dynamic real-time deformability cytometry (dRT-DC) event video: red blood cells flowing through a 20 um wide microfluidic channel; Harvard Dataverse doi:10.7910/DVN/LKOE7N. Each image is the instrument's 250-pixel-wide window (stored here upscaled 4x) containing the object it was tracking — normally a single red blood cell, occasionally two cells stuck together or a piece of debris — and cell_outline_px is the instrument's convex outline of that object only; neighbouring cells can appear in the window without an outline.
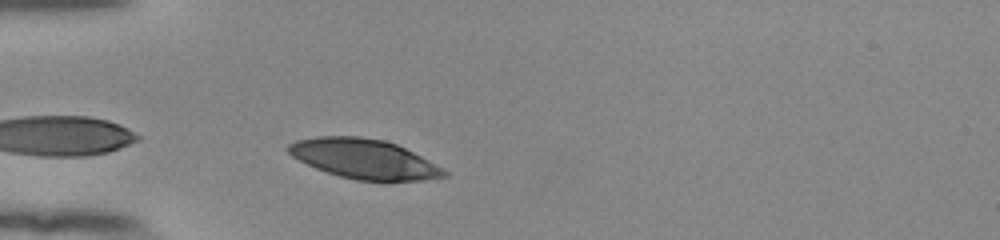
{"species": "human", "species_latin": "Homo sapiens", "temperature_condition": "room temperature", "stored_images_in_passage": 26, "camera_frame_rate_fps": 3000, "um_per_image_px": 0.085, "donor": {"sex": "female"}, "frame": {"image": 1, "passage_image": 2, "time_ms": 0.333, "image_size_px": [1000, 240], "cell_outline_px": [[448, 176], [424, 180], [356, 180], [340, 176], [316, 168], [292, 156], [284, 148], [288, 144], [296, 140], [316, 136], [360, 136], [384, 140], [396, 144], [444, 168], [448, 172]], "centroid_in_image_um": [30.93, 13.49], "position_along_channel_um": 54.1, "area_um2": 35.72}}
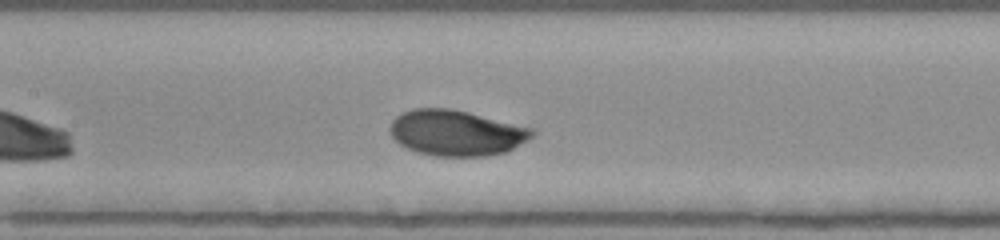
{"frame": {"image": 2, "passage_image": 12, "time_ms": 3.667, "image_size_px": [1000, 240], "cell_outline_px": [[536, 132], [528, 140], [504, 152], [484, 156], [436, 156], [416, 152], [400, 144], [392, 136], [388, 128], [392, 120], [400, 112], [412, 108], [452, 108], [532, 128]], "centroid_in_image_um": [38.74, 11.28], "position_along_channel_um": 168.7, "area_um2": 37.8}}
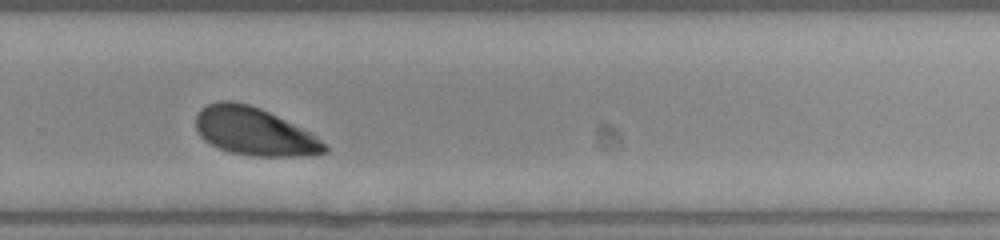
{"frame": {"image": 3, "passage_image": 23, "time_ms": 7.333, "image_size_px": [1000, 240], "cell_outline_px": [[328, 152], [308, 156], [248, 156], [228, 152], [204, 140], [200, 136], [196, 128], [196, 116], [200, 108], [208, 104], [220, 100], [232, 100], [248, 104], [260, 108], [312, 132], [328, 144]], "centroid_in_image_um": [21.65, 11.18], "position_along_channel_um": 308.2, "area_um2": 36.36}}